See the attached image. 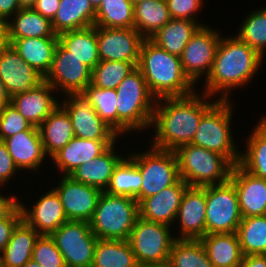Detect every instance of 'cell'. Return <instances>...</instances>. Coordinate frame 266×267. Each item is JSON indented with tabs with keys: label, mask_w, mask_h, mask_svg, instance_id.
Masks as SVG:
<instances>
[{
	"label": "cell",
	"mask_w": 266,
	"mask_h": 267,
	"mask_svg": "<svg viewBox=\"0 0 266 267\" xmlns=\"http://www.w3.org/2000/svg\"><path fill=\"white\" fill-rule=\"evenodd\" d=\"M198 95L194 92L183 97H164V106L156 103L151 124L156 129L154 147L175 151L192 142L202 115L216 102Z\"/></svg>",
	"instance_id": "6da1fadb"
},
{
	"label": "cell",
	"mask_w": 266,
	"mask_h": 267,
	"mask_svg": "<svg viewBox=\"0 0 266 267\" xmlns=\"http://www.w3.org/2000/svg\"><path fill=\"white\" fill-rule=\"evenodd\" d=\"M263 57L237 36L221 38L209 75L204 97L222 92L220 99L228 100L230 88L244 86L256 74ZM225 92V93H224Z\"/></svg>",
	"instance_id": "7a4b0ae2"
},
{
	"label": "cell",
	"mask_w": 266,
	"mask_h": 267,
	"mask_svg": "<svg viewBox=\"0 0 266 267\" xmlns=\"http://www.w3.org/2000/svg\"><path fill=\"white\" fill-rule=\"evenodd\" d=\"M137 68L157 101L195 92L194 83L184 73L180 56L168 53L151 39H144L141 45Z\"/></svg>",
	"instance_id": "3957f363"
},
{
	"label": "cell",
	"mask_w": 266,
	"mask_h": 267,
	"mask_svg": "<svg viewBox=\"0 0 266 267\" xmlns=\"http://www.w3.org/2000/svg\"><path fill=\"white\" fill-rule=\"evenodd\" d=\"M116 92L118 136L152 126L156 99L137 67L124 78Z\"/></svg>",
	"instance_id": "277c9868"
},
{
	"label": "cell",
	"mask_w": 266,
	"mask_h": 267,
	"mask_svg": "<svg viewBox=\"0 0 266 267\" xmlns=\"http://www.w3.org/2000/svg\"><path fill=\"white\" fill-rule=\"evenodd\" d=\"M138 217V202L135 198L102 191L89 223L98 239L128 240Z\"/></svg>",
	"instance_id": "5b68a950"
},
{
	"label": "cell",
	"mask_w": 266,
	"mask_h": 267,
	"mask_svg": "<svg viewBox=\"0 0 266 267\" xmlns=\"http://www.w3.org/2000/svg\"><path fill=\"white\" fill-rule=\"evenodd\" d=\"M179 176L189 186H207L227 182L233 164L223 155L192 143L175 150Z\"/></svg>",
	"instance_id": "8992f818"
},
{
	"label": "cell",
	"mask_w": 266,
	"mask_h": 267,
	"mask_svg": "<svg viewBox=\"0 0 266 267\" xmlns=\"http://www.w3.org/2000/svg\"><path fill=\"white\" fill-rule=\"evenodd\" d=\"M229 101L217 99L202 115L191 143L221 154L236 165L239 164L240 153L236 151L230 134L233 110Z\"/></svg>",
	"instance_id": "52a82bcc"
},
{
	"label": "cell",
	"mask_w": 266,
	"mask_h": 267,
	"mask_svg": "<svg viewBox=\"0 0 266 267\" xmlns=\"http://www.w3.org/2000/svg\"><path fill=\"white\" fill-rule=\"evenodd\" d=\"M140 170L142 184L137 194V202L156 195L164 188L175 184L179 179L178 160L175 151L159 149L151 150L129 157Z\"/></svg>",
	"instance_id": "ba28073f"
},
{
	"label": "cell",
	"mask_w": 266,
	"mask_h": 267,
	"mask_svg": "<svg viewBox=\"0 0 266 267\" xmlns=\"http://www.w3.org/2000/svg\"><path fill=\"white\" fill-rule=\"evenodd\" d=\"M242 218L237 190L230 180L206 186V234L236 232Z\"/></svg>",
	"instance_id": "9c48e42d"
},
{
	"label": "cell",
	"mask_w": 266,
	"mask_h": 267,
	"mask_svg": "<svg viewBox=\"0 0 266 267\" xmlns=\"http://www.w3.org/2000/svg\"><path fill=\"white\" fill-rule=\"evenodd\" d=\"M171 226L151 222L138 217L128 242L139 265L162 262L169 259L172 245L176 240L171 236Z\"/></svg>",
	"instance_id": "30bf717a"
},
{
	"label": "cell",
	"mask_w": 266,
	"mask_h": 267,
	"mask_svg": "<svg viewBox=\"0 0 266 267\" xmlns=\"http://www.w3.org/2000/svg\"><path fill=\"white\" fill-rule=\"evenodd\" d=\"M66 267H91L98 238L86 221H67L51 234Z\"/></svg>",
	"instance_id": "8fae6325"
},
{
	"label": "cell",
	"mask_w": 266,
	"mask_h": 267,
	"mask_svg": "<svg viewBox=\"0 0 266 267\" xmlns=\"http://www.w3.org/2000/svg\"><path fill=\"white\" fill-rule=\"evenodd\" d=\"M91 74L88 67L58 42L44 81L56 91L62 88L64 94H81L91 84Z\"/></svg>",
	"instance_id": "7c38bea8"
},
{
	"label": "cell",
	"mask_w": 266,
	"mask_h": 267,
	"mask_svg": "<svg viewBox=\"0 0 266 267\" xmlns=\"http://www.w3.org/2000/svg\"><path fill=\"white\" fill-rule=\"evenodd\" d=\"M201 26L185 46L181 58L187 77L195 84L205 75H209L221 36L217 31Z\"/></svg>",
	"instance_id": "4fadbf2b"
},
{
	"label": "cell",
	"mask_w": 266,
	"mask_h": 267,
	"mask_svg": "<svg viewBox=\"0 0 266 267\" xmlns=\"http://www.w3.org/2000/svg\"><path fill=\"white\" fill-rule=\"evenodd\" d=\"M62 107L68 113L75 137L92 140H116L118 135L100 118L82 94H66Z\"/></svg>",
	"instance_id": "5bb4252c"
},
{
	"label": "cell",
	"mask_w": 266,
	"mask_h": 267,
	"mask_svg": "<svg viewBox=\"0 0 266 267\" xmlns=\"http://www.w3.org/2000/svg\"><path fill=\"white\" fill-rule=\"evenodd\" d=\"M144 39L135 28L97 27L100 60L138 62Z\"/></svg>",
	"instance_id": "9a60e30c"
},
{
	"label": "cell",
	"mask_w": 266,
	"mask_h": 267,
	"mask_svg": "<svg viewBox=\"0 0 266 267\" xmlns=\"http://www.w3.org/2000/svg\"><path fill=\"white\" fill-rule=\"evenodd\" d=\"M59 185L54 190L60 197L68 221L90 222L102 191L69 175H64Z\"/></svg>",
	"instance_id": "2e32d148"
},
{
	"label": "cell",
	"mask_w": 266,
	"mask_h": 267,
	"mask_svg": "<svg viewBox=\"0 0 266 267\" xmlns=\"http://www.w3.org/2000/svg\"><path fill=\"white\" fill-rule=\"evenodd\" d=\"M0 80L12 97L31 91L44 81V77L24 62L12 45L8 44L0 52Z\"/></svg>",
	"instance_id": "e0dca14e"
},
{
	"label": "cell",
	"mask_w": 266,
	"mask_h": 267,
	"mask_svg": "<svg viewBox=\"0 0 266 267\" xmlns=\"http://www.w3.org/2000/svg\"><path fill=\"white\" fill-rule=\"evenodd\" d=\"M206 186H188L182 196L176 219L180 221L181 237L200 240L206 235Z\"/></svg>",
	"instance_id": "ac0fdd59"
},
{
	"label": "cell",
	"mask_w": 266,
	"mask_h": 267,
	"mask_svg": "<svg viewBox=\"0 0 266 267\" xmlns=\"http://www.w3.org/2000/svg\"><path fill=\"white\" fill-rule=\"evenodd\" d=\"M238 194L240 212L243 218L266 215V180L233 165L230 179Z\"/></svg>",
	"instance_id": "d6986e66"
},
{
	"label": "cell",
	"mask_w": 266,
	"mask_h": 267,
	"mask_svg": "<svg viewBox=\"0 0 266 267\" xmlns=\"http://www.w3.org/2000/svg\"><path fill=\"white\" fill-rule=\"evenodd\" d=\"M189 185L179 179L156 195L142 199L138 203L139 217L151 222L171 225L176 220L182 196Z\"/></svg>",
	"instance_id": "ffe728a7"
},
{
	"label": "cell",
	"mask_w": 266,
	"mask_h": 267,
	"mask_svg": "<svg viewBox=\"0 0 266 267\" xmlns=\"http://www.w3.org/2000/svg\"><path fill=\"white\" fill-rule=\"evenodd\" d=\"M19 205L22 219L40 235H51L68 221L60 197L54 189L41 196L31 210H27L21 203Z\"/></svg>",
	"instance_id": "44dd1931"
},
{
	"label": "cell",
	"mask_w": 266,
	"mask_h": 267,
	"mask_svg": "<svg viewBox=\"0 0 266 267\" xmlns=\"http://www.w3.org/2000/svg\"><path fill=\"white\" fill-rule=\"evenodd\" d=\"M54 89L46 81L27 93L13 95L10 103L34 127L40 124L59 106L51 92Z\"/></svg>",
	"instance_id": "7402d4cb"
},
{
	"label": "cell",
	"mask_w": 266,
	"mask_h": 267,
	"mask_svg": "<svg viewBox=\"0 0 266 267\" xmlns=\"http://www.w3.org/2000/svg\"><path fill=\"white\" fill-rule=\"evenodd\" d=\"M116 140H92L73 137L51 158L64 175H70L78 166L104 153Z\"/></svg>",
	"instance_id": "603a6c76"
},
{
	"label": "cell",
	"mask_w": 266,
	"mask_h": 267,
	"mask_svg": "<svg viewBox=\"0 0 266 267\" xmlns=\"http://www.w3.org/2000/svg\"><path fill=\"white\" fill-rule=\"evenodd\" d=\"M4 142L18 169L38 171L46 156L39 130L21 131Z\"/></svg>",
	"instance_id": "cb8c5ba5"
},
{
	"label": "cell",
	"mask_w": 266,
	"mask_h": 267,
	"mask_svg": "<svg viewBox=\"0 0 266 267\" xmlns=\"http://www.w3.org/2000/svg\"><path fill=\"white\" fill-rule=\"evenodd\" d=\"M114 147L115 144H112L100 156L78 166L69 176L80 183L105 191L110 184L112 173L124 159L123 156L115 154Z\"/></svg>",
	"instance_id": "d4e9b609"
},
{
	"label": "cell",
	"mask_w": 266,
	"mask_h": 267,
	"mask_svg": "<svg viewBox=\"0 0 266 267\" xmlns=\"http://www.w3.org/2000/svg\"><path fill=\"white\" fill-rule=\"evenodd\" d=\"M8 43L43 77L50 70L58 37L8 38Z\"/></svg>",
	"instance_id": "484cf974"
},
{
	"label": "cell",
	"mask_w": 266,
	"mask_h": 267,
	"mask_svg": "<svg viewBox=\"0 0 266 267\" xmlns=\"http://www.w3.org/2000/svg\"><path fill=\"white\" fill-rule=\"evenodd\" d=\"M58 42L91 71L101 61L94 25L60 33Z\"/></svg>",
	"instance_id": "4316f807"
},
{
	"label": "cell",
	"mask_w": 266,
	"mask_h": 267,
	"mask_svg": "<svg viewBox=\"0 0 266 267\" xmlns=\"http://www.w3.org/2000/svg\"><path fill=\"white\" fill-rule=\"evenodd\" d=\"M45 154L52 157L75 137L71 119L59 105L38 127Z\"/></svg>",
	"instance_id": "83f0119b"
},
{
	"label": "cell",
	"mask_w": 266,
	"mask_h": 267,
	"mask_svg": "<svg viewBox=\"0 0 266 267\" xmlns=\"http://www.w3.org/2000/svg\"><path fill=\"white\" fill-rule=\"evenodd\" d=\"M95 17L96 10L90 0H60L52 27L59 35L66 31L93 26Z\"/></svg>",
	"instance_id": "f1b7e54d"
},
{
	"label": "cell",
	"mask_w": 266,
	"mask_h": 267,
	"mask_svg": "<svg viewBox=\"0 0 266 267\" xmlns=\"http://www.w3.org/2000/svg\"><path fill=\"white\" fill-rule=\"evenodd\" d=\"M200 241L214 267H241L243 254L236 232L206 234Z\"/></svg>",
	"instance_id": "f546056e"
},
{
	"label": "cell",
	"mask_w": 266,
	"mask_h": 267,
	"mask_svg": "<svg viewBox=\"0 0 266 267\" xmlns=\"http://www.w3.org/2000/svg\"><path fill=\"white\" fill-rule=\"evenodd\" d=\"M39 236L40 234L22 219L0 254L3 267H22L32 259L33 248Z\"/></svg>",
	"instance_id": "4dcf8cb0"
},
{
	"label": "cell",
	"mask_w": 266,
	"mask_h": 267,
	"mask_svg": "<svg viewBox=\"0 0 266 267\" xmlns=\"http://www.w3.org/2000/svg\"><path fill=\"white\" fill-rule=\"evenodd\" d=\"M203 24L188 19H171L150 39L170 54L181 56L191 37Z\"/></svg>",
	"instance_id": "1f68e13d"
},
{
	"label": "cell",
	"mask_w": 266,
	"mask_h": 267,
	"mask_svg": "<svg viewBox=\"0 0 266 267\" xmlns=\"http://www.w3.org/2000/svg\"><path fill=\"white\" fill-rule=\"evenodd\" d=\"M13 16L14 21H7V38L58 37L52 21L33 8L20 9Z\"/></svg>",
	"instance_id": "d6a6232c"
},
{
	"label": "cell",
	"mask_w": 266,
	"mask_h": 267,
	"mask_svg": "<svg viewBox=\"0 0 266 267\" xmlns=\"http://www.w3.org/2000/svg\"><path fill=\"white\" fill-rule=\"evenodd\" d=\"M171 19L165 0H145L134 4V28L145 39H150Z\"/></svg>",
	"instance_id": "836d02e7"
},
{
	"label": "cell",
	"mask_w": 266,
	"mask_h": 267,
	"mask_svg": "<svg viewBox=\"0 0 266 267\" xmlns=\"http://www.w3.org/2000/svg\"><path fill=\"white\" fill-rule=\"evenodd\" d=\"M91 267H139L128 240L98 239Z\"/></svg>",
	"instance_id": "e575fe53"
},
{
	"label": "cell",
	"mask_w": 266,
	"mask_h": 267,
	"mask_svg": "<svg viewBox=\"0 0 266 267\" xmlns=\"http://www.w3.org/2000/svg\"><path fill=\"white\" fill-rule=\"evenodd\" d=\"M260 120L247 140V150L240 154L239 165L266 180V117Z\"/></svg>",
	"instance_id": "d590c367"
},
{
	"label": "cell",
	"mask_w": 266,
	"mask_h": 267,
	"mask_svg": "<svg viewBox=\"0 0 266 267\" xmlns=\"http://www.w3.org/2000/svg\"><path fill=\"white\" fill-rule=\"evenodd\" d=\"M244 255H266V215L242 218L236 231Z\"/></svg>",
	"instance_id": "8d00e7d4"
},
{
	"label": "cell",
	"mask_w": 266,
	"mask_h": 267,
	"mask_svg": "<svg viewBox=\"0 0 266 267\" xmlns=\"http://www.w3.org/2000/svg\"><path fill=\"white\" fill-rule=\"evenodd\" d=\"M94 26L134 28V4L130 0H102L96 10Z\"/></svg>",
	"instance_id": "74e56055"
},
{
	"label": "cell",
	"mask_w": 266,
	"mask_h": 267,
	"mask_svg": "<svg viewBox=\"0 0 266 267\" xmlns=\"http://www.w3.org/2000/svg\"><path fill=\"white\" fill-rule=\"evenodd\" d=\"M142 177L137 165L130 159L124 158L112 173L107 193L112 195H124L137 200L140 192Z\"/></svg>",
	"instance_id": "f35d334b"
},
{
	"label": "cell",
	"mask_w": 266,
	"mask_h": 267,
	"mask_svg": "<svg viewBox=\"0 0 266 267\" xmlns=\"http://www.w3.org/2000/svg\"><path fill=\"white\" fill-rule=\"evenodd\" d=\"M169 259L175 267H214L200 240L176 239Z\"/></svg>",
	"instance_id": "ab89813d"
},
{
	"label": "cell",
	"mask_w": 266,
	"mask_h": 267,
	"mask_svg": "<svg viewBox=\"0 0 266 267\" xmlns=\"http://www.w3.org/2000/svg\"><path fill=\"white\" fill-rule=\"evenodd\" d=\"M100 118L117 134L116 89L97 88L90 84L82 93Z\"/></svg>",
	"instance_id": "60d3db41"
},
{
	"label": "cell",
	"mask_w": 266,
	"mask_h": 267,
	"mask_svg": "<svg viewBox=\"0 0 266 267\" xmlns=\"http://www.w3.org/2000/svg\"><path fill=\"white\" fill-rule=\"evenodd\" d=\"M138 62L100 61L92 70L91 84L97 88L116 89Z\"/></svg>",
	"instance_id": "b9f144b4"
},
{
	"label": "cell",
	"mask_w": 266,
	"mask_h": 267,
	"mask_svg": "<svg viewBox=\"0 0 266 267\" xmlns=\"http://www.w3.org/2000/svg\"><path fill=\"white\" fill-rule=\"evenodd\" d=\"M239 30L236 36L263 57L266 47V7L245 17Z\"/></svg>",
	"instance_id": "7bdbcfd3"
},
{
	"label": "cell",
	"mask_w": 266,
	"mask_h": 267,
	"mask_svg": "<svg viewBox=\"0 0 266 267\" xmlns=\"http://www.w3.org/2000/svg\"><path fill=\"white\" fill-rule=\"evenodd\" d=\"M32 259L41 267H66L64 258L51 235H40L35 243Z\"/></svg>",
	"instance_id": "ee69618b"
},
{
	"label": "cell",
	"mask_w": 266,
	"mask_h": 267,
	"mask_svg": "<svg viewBox=\"0 0 266 267\" xmlns=\"http://www.w3.org/2000/svg\"><path fill=\"white\" fill-rule=\"evenodd\" d=\"M39 130L31 125L11 103L3 106L0 117V140L4 141L21 131Z\"/></svg>",
	"instance_id": "f6af8a7d"
},
{
	"label": "cell",
	"mask_w": 266,
	"mask_h": 267,
	"mask_svg": "<svg viewBox=\"0 0 266 267\" xmlns=\"http://www.w3.org/2000/svg\"><path fill=\"white\" fill-rule=\"evenodd\" d=\"M170 16L173 19H188L195 21V13L200 10L204 0H165Z\"/></svg>",
	"instance_id": "bcb514c9"
},
{
	"label": "cell",
	"mask_w": 266,
	"mask_h": 267,
	"mask_svg": "<svg viewBox=\"0 0 266 267\" xmlns=\"http://www.w3.org/2000/svg\"><path fill=\"white\" fill-rule=\"evenodd\" d=\"M21 220L22 211L20 205H18L7 217L0 219V253L7 246L14 228Z\"/></svg>",
	"instance_id": "7dc6e473"
},
{
	"label": "cell",
	"mask_w": 266,
	"mask_h": 267,
	"mask_svg": "<svg viewBox=\"0 0 266 267\" xmlns=\"http://www.w3.org/2000/svg\"><path fill=\"white\" fill-rule=\"evenodd\" d=\"M16 170L19 169L15 166L5 142L0 140V185L6 184L11 176L13 178Z\"/></svg>",
	"instance_id": "c3c4849f"
},
{
	"label": "cell",
	"mask_w": 266,
	"mask_h": 267,
	"mask_svg": "<svg viewBox=\"0 0 266 267\" xmlns=\"http://www.w3.org/2000/svg\"><path fill=\"white\" fill-rule=\"evenodd\" d=\"M59 3L60 0H36L33 9L52 21L59 8Z\"/></svg>",
	"instance_id": "681fc988"
},
{
	"label": "cell",
	"mask_w": 266,
	"mask_h": 267,
	"mask_svg": "<svg viewBox=\"0 0 266 267\" xmlns=\"http://www.w3.org/2000/svg\"><path fill=\"white\" fill-rule=\"evenodd\" d=\"M20 10L18 0H0V19L8 21L9 17Z\"/></svg>",
	"instance_id": "f907efd6"
},
{
	"label": "cell",
	"mask_w": 266,
	"mask_h": 267,
	"mask_svg": "<svg viewBox=\"0 0 266 267\" xmlns=\"http://www.w3.org/2000/svg\"><path fill=\"white\" fill-rule=\"evenodd\" d=\"M17 197H4L0 195V219L7 217L18 205Z\"/></svg>",
	"instance_id": "816d5d0a"
},
{
	"label": "cell",
	"mask_w": 266,
	"mask_h": 267,
	"mask_svg": "<svg viewBox=\"0 0 266 267\" xmlns=\"http://www.w3.org/2000/svg\"><path fill=\"white\" fill-rule=\"evenodd\" d=\"M241 267H266V255H244Z\"/></svg>",
	"instance_id": "f5cc1de1"
},
{
	"label": "cell",
	"mask_w": 266,
	"mask_h": 267,
	"mask_svg": "<svg viewBox=\"0 0 266 267\" xmlns=\"http://www.w3.org/2000/svg\"><path fill=\"white\" fill-rule=\"evenodd\" d=\"M7 22L0 19V52L8 45Z\"/></svg>",
	"instance_id": "db71d44e"
},
{
	"label": "cell",
	"mask_w": 266,
	"mask_h": 267,
	"mask_svg": "<svg viewBox=\"0 0 266 267\" xmlns=\"http://www.w3.org/2000/svg\"><path fill=\"white\" fill-rule=\"evenodd\" d=\"M10 95L8 94L5 85L0 80V103L5 106L6 104L10 103Z\"/></svg>",
	"instance_id": "11a10c76"
},
{
	"label": "cell",
	"mask_w": 266,
	"mask_h": 267,
	"mask_svg": "<svg viewBox=\"0 0 266 267\" xmlns=\"http://www.w3.org/2000/svg\"><path fill=\"white\" fill-rule=\"evenodd\" d=\"M139 267H175L174 264L170 261V259L156 262V263H146L143 265H139Z\"/></svg>",
	"instance_id": "9f6ffc18"
},
{
	"label": "cell",
	"mask_w": 266,
	"mask_h": 267,
	"mask_svg": "<svg viewBox=\"0 0 266 267\" xmlns=\"http://www.w3.org/2000/svg\"><path fill=\"white\" fill-rule=\"evenodd\" d=\"M20 9H28L33 8L36 0H18Z\"/></svg>",
	"instance_id": "6f0895ef"
},
{
	"label": "cell",
	"mask_w": 266,
	"mask_h": 267,
	"mask_svg": "<svg viewBox=\"0 0 266 267\" xmlns=\"http://www.w3.org/2000/svg\"><path fill=\"white\" fill-rule=\"evenodd\" d=\"M22 267H41V266L36 261H34L33 259H30Z\"/></svg>",
	"instance_id": "680465c9"
},
{
	"label": "cell",
	"mask_w": 266,
	"mask_h": 267,
	"mask_svg": "<svg viewBox=\"0 0 266 267\" xmlns=\"http://www.w3.org/2000/svg\"><path fill=\"white\" fill-rule=\"evenodd\" d=\"M90 2L92 4L93 8L95 10H97L98 7L100 6V4L102 3V0H90Z\"/></svg>",
	"instance_id": "91938a15"
},
{
	"label": "cell",
	"mask_w": 266,
	"mask_h": 267,
	"mask_svg": "<svg viewBox=\"0 0 266 267\" xmlns=\"http://www.w3.org/2000/svg\"><path fill=\"white\" fill-rule=\"evenodd\" d=\"M133 4H137L139 2L145 1V0H130Z\"/></svg>",
	"instance_id": "94428289"
},
{
	"label": "cell",
	"mask_w": 266,
	"mask_h": 267,
	"mask_svg": "<svg viewBox=\"0 0 266 267\" xmlns=\"http://www.w3.org/2000/svg\"><path fill=\"white\" fill-rule=\"evenodd\" d=\"M2 109H3V105L0 103V117H1Z\"/></svg>",
	"instance_id": "6125c7cd"
},
{
	"label": "cell",
	"mask_w": 266,
	"mask_h": 267,
	"mask_svg": "<svg viewBox=\"0 0 266 267\" xmlns=\"http://www.w3.org/2000/svg\"><path fill=\"white\" fill-rule=\"evenodd\" d=\"M0 267H3V265H2V261H1V258H0Z\"/></svg>",
	"instance_id": "be15d7a7"
}]
</instances>
